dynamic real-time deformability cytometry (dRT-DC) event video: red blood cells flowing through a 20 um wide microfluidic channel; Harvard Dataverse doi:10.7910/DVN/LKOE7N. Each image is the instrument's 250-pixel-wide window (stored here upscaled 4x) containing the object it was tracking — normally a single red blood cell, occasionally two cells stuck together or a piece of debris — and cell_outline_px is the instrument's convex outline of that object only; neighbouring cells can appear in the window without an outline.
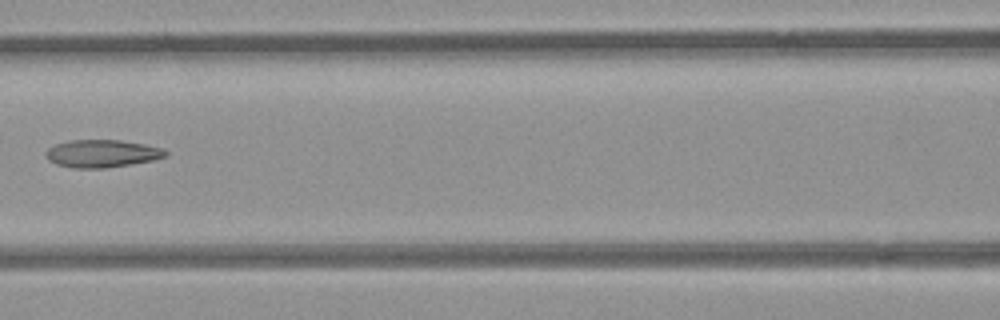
{"species": "common noctule bat (a hibernating species)", "species_latin": "Nyctalus noctula", "temperature_condition": "room temperature", "stored_images_in_passage": 7, "camera_frame_rate_fps": 3000, "um_per_image_px": 0.085, "animal": {"sex": "female", "body_mass_g": 21.9}, "frame": {"image": 1, "passage_image": 7, "time_ms": 7.667, "image_size_px": [1000, 320], "cell_outline_px": [[168, 156], [152, 160], [104, 168], [72, 168], [56, 164], [48, 160], [44, 152], [48, 148], [56, 144], [72, 140], [120, 140], [144, 144], [164, 148], [168, 152]], "centroid_in_image_um": [8.66, 13.05], "position_along_channel_um": 157.9, "area_um2": 19.25}}